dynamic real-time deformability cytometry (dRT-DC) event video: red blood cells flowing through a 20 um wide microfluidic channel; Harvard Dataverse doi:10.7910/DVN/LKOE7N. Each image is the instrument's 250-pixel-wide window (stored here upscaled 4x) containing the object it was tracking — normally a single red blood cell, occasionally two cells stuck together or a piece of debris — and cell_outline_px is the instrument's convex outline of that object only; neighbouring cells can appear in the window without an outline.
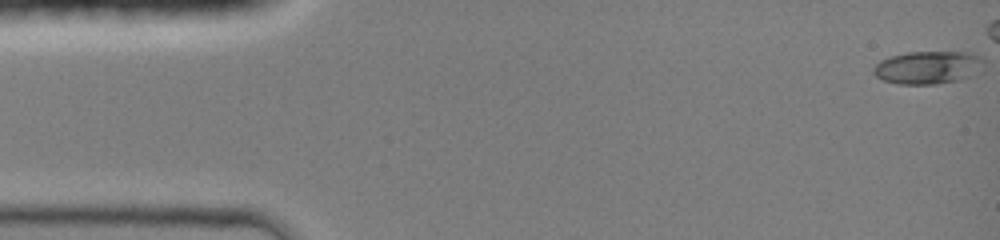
{"species": "common noctule bat (a hibernating species)", "species_latin": "Nyctalus noctula", "temperature_condition": "room temperature", "stored_images_in_passage": 37, "camera_frame_rate_fps": 3000, "um_per_image_px": 0.085, "animal": {"sex": "female", "body_mass_g": 19.0, "forearm_length_mm": 51.5}, "frame": {"image": 1, "passage_image": 1, "time_ms": 0.0, "image_size_px": [1000, 240], "cell_outline_px": [[984, 60], [968, 76], [960, 80], [936, 84], [896, 84], [884, 80], [876, 76], [872, 72], [872, 68], [880, 60], [892, 56], [908, 52], [972, 52], [980, 56]], "centroid_in_image_um": [78.79, 5.73], "position_along_channel_um": 6.2, "area_um2": 20.81}}
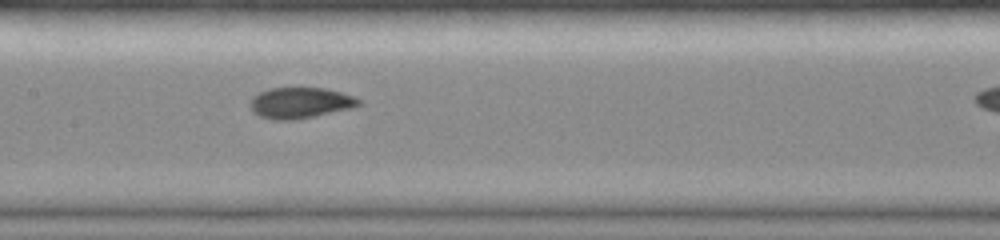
{"frame": {"image": 2, "passage_image": 21, "time_ms": 7.0, "image_size_px": [1000, 240], "cell_outline_px": [[364, 104], [352, 108], [292, 120], [272, 120], [260, 116], [252, 112], [252, 96], [268, 88], [324, 88], [356, 96]], "centroid_in_image_um": [25.55, 8.74], "position_along_channel_um": 181.9, "area_um2": 19.48}}
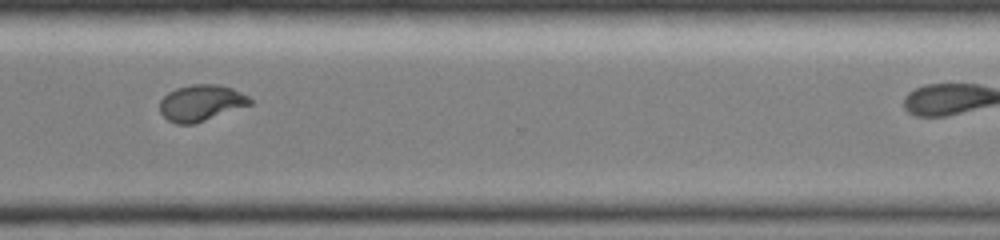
{"frame": {"image": 3, "passage_image": 36, "time_ms": 11.0, "image_size_px": [1000, 240], "cell_outline_px": [[252, 104], [196, 124], [176, 124], [168, 120], [160, 112], [160, 100], [168, 92], [176, 88], [192, 84], [216, 84], [232, 88], [248, 96], [252, 100]], "centroid_in_image_um": [17.09, 8.75], "position_along_channel_um": 353.5, "area_um2": 19.13}}